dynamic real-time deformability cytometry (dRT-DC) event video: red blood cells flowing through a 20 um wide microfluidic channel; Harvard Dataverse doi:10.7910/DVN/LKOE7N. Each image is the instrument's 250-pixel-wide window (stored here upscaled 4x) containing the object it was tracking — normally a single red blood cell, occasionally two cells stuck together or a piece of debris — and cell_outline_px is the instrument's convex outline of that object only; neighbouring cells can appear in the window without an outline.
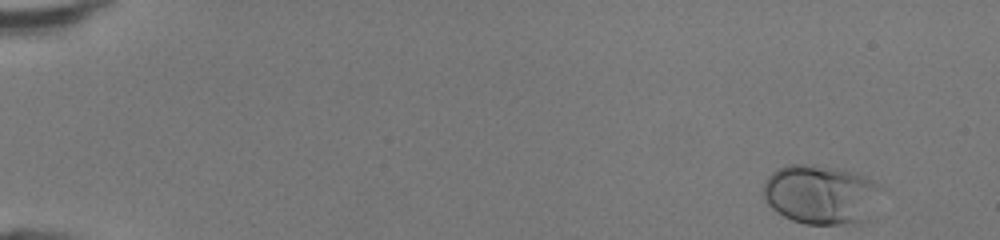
{"species": "human", "species_latin": "Homo sapiens", "temperature_condition": "room temperature", "stored_images_in_passage": 46, "camera_frame_rate_fps": 3000, "um_per_image_px": 0.085, "donor": {"sex": "female"}, "frame": {"image": 1, "passage_image": 1, "time_ms": 0.0, "image_size_px": [1000, 240], "cell_outline_px": [[884, 188], [868, 220], [864, 224], [804, 224], [792, 220], [776, 212], [764, 200], [764, 184], [768, 176], [776, 168], [788, 164], [812, 164], [840, 168], [860, 172]], "centroid_in_image_um": [69.83, 16.52], "position_along_channel_um": 15.2, "area_um2": 41.85}}
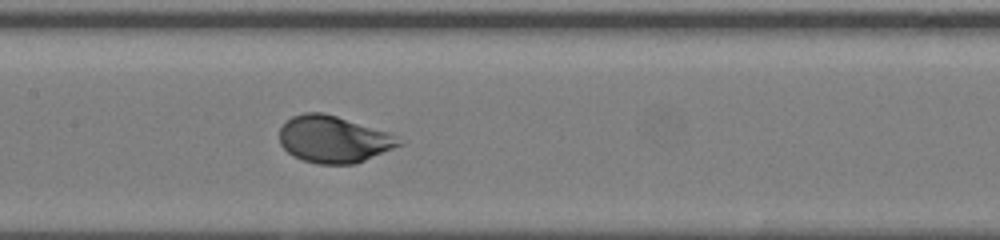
{"frame": {"image": 2, "passage_image": 23, "time_ms": 7.333, "image_size_px": [1000, 240], "cell_outline_px": [[404, 144], [356, 164], [320, 164], [304, 160], [292, 156], [280, 144], [280, 128], [292, 116], [304, 112], [324, 112], [392, 132]], "centroid_in_image_um": [28.39, 11.83], "position_along_channel_um": 179.0, "area_um2": 32.95}}
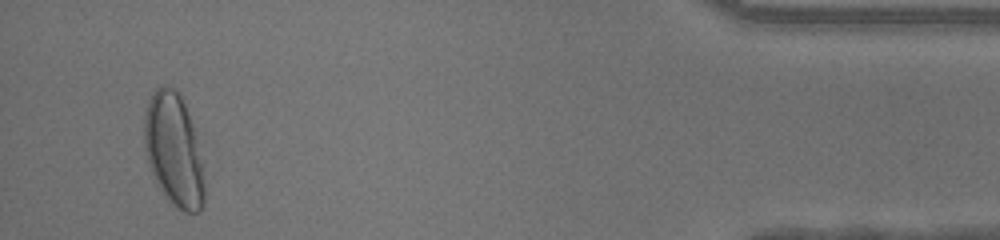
{"frame": {"image": 3, "passage_image": 44, "time_ms": 14.333, "image_size_px": [1000, 240], "cell_outline_px": [[204, 204], [196, 212], [184, 212], [176, 208], [164, 196], [148, 164], [144, 152], [144, 116], [148, 100], [152, 92], [156, 88], [164, 84], [172, 88], [180, 96], [184, 104], [192, 124], [196, 136], [204, 184]], "centroid_in_image_um": [14.73, 12.75], "position_along_channel_um": 420.5, "area_um2": 39.19}, "authors_computed_cell_mechanics": {"area_um2": 33.6107, "velocity_mm_per_s": 4.3179, "shape_relaxation_time_tau1_ms": 1.9111, "shape_relaxation_time_tau2_ms": null, "deformation_change_tau1": 0.1534, "deformation_change_tau2": null}}